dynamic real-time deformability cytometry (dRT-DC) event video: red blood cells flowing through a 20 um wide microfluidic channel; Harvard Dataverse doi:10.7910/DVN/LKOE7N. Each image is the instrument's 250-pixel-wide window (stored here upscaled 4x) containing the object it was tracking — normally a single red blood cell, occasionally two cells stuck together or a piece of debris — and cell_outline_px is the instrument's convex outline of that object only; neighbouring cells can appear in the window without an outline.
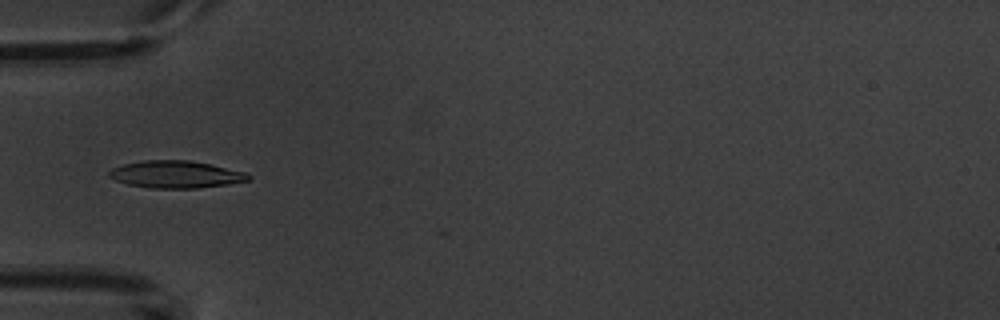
{"species": "common noctule bat (a hibernating species)", "species_latin": "Nyctalus noctula", "temperature_condition": "warm", "stored_images_in_passage": 6, "camera_frame_rate_fps": 3000, "um_per_image_px": 0.085, "animal": {"sex": "male", "body_mass_g": 20.1, "forearm_length_mm": 53.5}, "frame": {"image": 1, "passage_image": 4, "time_ms": 5.333, "image_size_px": [1000, 320], "cell_outline_px": [[252, 180], [228, 184], [200, 188], [152, 188], [128, 184], [116, 180], [108, 176], [108, 172], [112, 168], [124, 164], [144, 160], [188, 160], [248, 172], [252, 176]], "centroid_in_image_um": [14.99, 14.82], "position_along_channel_um": 70.0, "area_um2": 22.14}}